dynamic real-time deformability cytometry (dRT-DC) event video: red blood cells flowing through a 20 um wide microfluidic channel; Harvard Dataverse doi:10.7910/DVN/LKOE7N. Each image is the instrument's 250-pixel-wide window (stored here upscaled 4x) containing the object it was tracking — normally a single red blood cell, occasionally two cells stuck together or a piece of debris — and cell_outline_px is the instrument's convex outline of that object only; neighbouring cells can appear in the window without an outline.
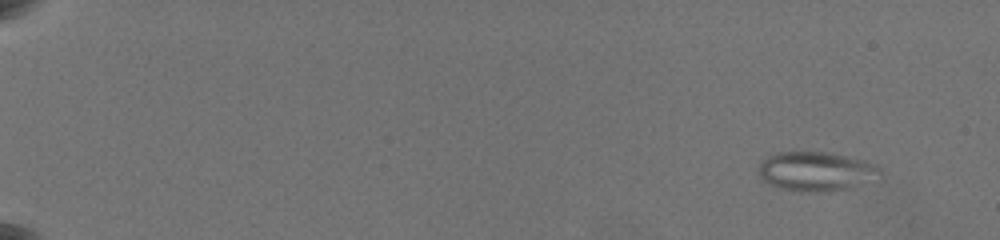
{"species": "common noctule bat (a hibernating species)", "species_latin": "Nyctalus noctula", "temperature_condition": "warm", "stored_images_in_passage": 43, "camera_frame_rate_fps": 3000, "um_per_image_px": 0.085, "animal": {"sex": "female", "body_mass_g": 19.5, "forearm_length_mm": 54.1}, "frame": {"image": 1, "passage_image": 4, "time_ms": 1.333, "image_size_px": [1000, 240], "cell_outline_px": [[884, 176], [880, 184], [816, 192], [800, 192], [780, 188], [768, 184], [760, 180], [760, 160], [776, 152], [824, 152], [848, 156], [880, 164]], "centroid_in_image_um": [69.54, 14.59], "position_along_channel_um": 15.5, "area_um2": 29.07}}
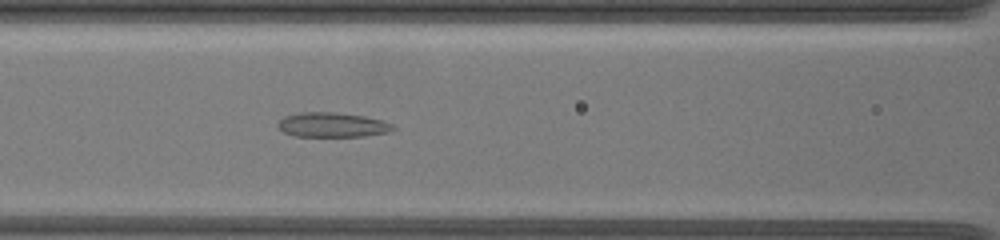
{"frame": {"image": 2, "passage_image": 25, "time_ms": 10.0, "image_size_px": [1000, 240], "cell_outline_px": [[396, 128], [388, 132], [364, 136], [292, 136], [276, 128], [276, 124], [284, 116], [300, 112], [332, 112], [364, 116], [384, 120], [392, 124]], "centroid_in_image_um": [28.21, 10.61], "position_along_channel_um": 138.4, "area_um2": 16.65}}
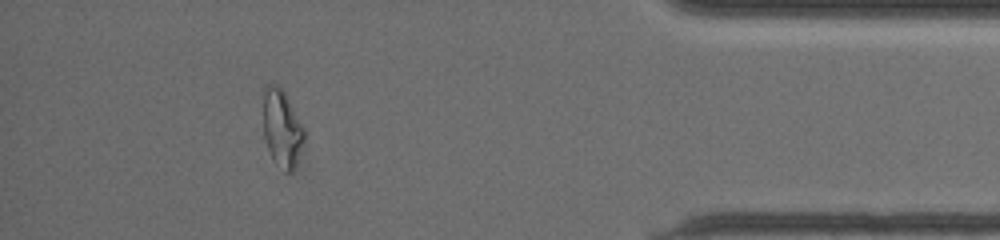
{"frame": {"image": 3, "passage_image": 39, "time_ms": 18.667, "image_size_px": [1000, 240], "cell_outline_px": [[308, 136], [296, 164], [292, 172], [284, 172], [272, 160], [264, 136], [264, 84], [276, 84], [284, 92], [308, 128]], "centroid_in_image_um": [24.05, 10.93], "position_along_channel_um": 411.2, "area_um2": 19.31}, "authors_computed_cell_mechanics": {"area_um2": 21.5594, "velocity_mm_per_s": 3.5644, "shape_relaxation_time_tau1_ms": null, "shape_relaxation_time_tau2_ms": 3.272, "deformation_change_tau1": null, "deformation_change_tau2": 0.126}}